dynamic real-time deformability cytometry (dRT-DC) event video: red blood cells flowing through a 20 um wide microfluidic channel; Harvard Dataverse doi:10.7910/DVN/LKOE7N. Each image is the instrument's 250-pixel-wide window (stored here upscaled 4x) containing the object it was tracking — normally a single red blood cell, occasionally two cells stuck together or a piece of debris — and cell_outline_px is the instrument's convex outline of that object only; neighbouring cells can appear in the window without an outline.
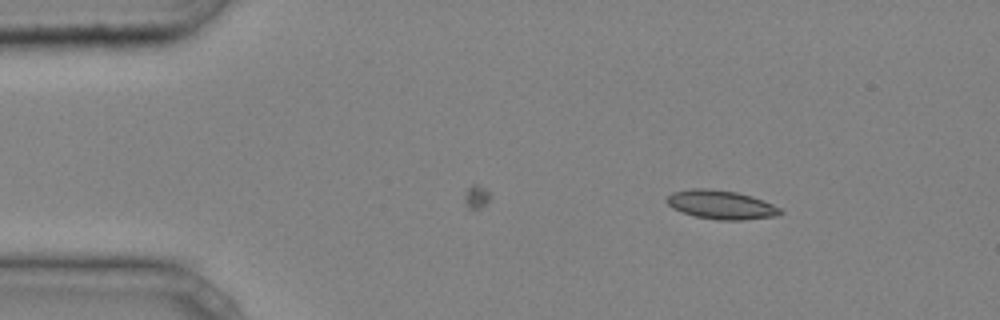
{"species": "common noctule bat (a hibernating species)", "species_latin": "Nyctalus noctula", "temperature_condition": "cold", "stored_images_in_passage": 9, "camera_frame_rate_fps": 3000, "um_per_image_px": 0.085, "animal": {"sex": "male", "body_mass_g": 20.4}, "frame": {"image": 1, "passage_image": 1, "time_ms": 0.0, "image_size_px": [1000, 320], "cell_outline_px": [[784, 212], [780, 216], [740, 220], [720, 220], [696, 216], [672, 208], [664, 200], [672, 192], [692, 188], [708, 188], [736, 192], [752, 196], [764, 200], [780, 208]], "centroid_in_image_um": [61.32, 17.4], "position_along_channel_um": 23.7, "area_um2": 19.13}}